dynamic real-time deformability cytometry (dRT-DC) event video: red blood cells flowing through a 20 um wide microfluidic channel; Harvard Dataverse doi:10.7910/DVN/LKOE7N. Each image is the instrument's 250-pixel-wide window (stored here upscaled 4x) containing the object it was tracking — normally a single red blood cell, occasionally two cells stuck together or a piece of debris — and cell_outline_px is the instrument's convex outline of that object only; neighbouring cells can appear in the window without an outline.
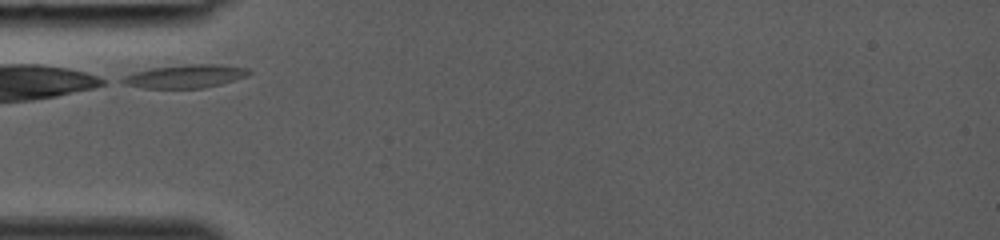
{"species": "common noctule bat (a hibernating species)", "species_latin": "Nyctalus noctula", "temperature_condition": "room temperature", "stored_images_in_passage": 23, "camera_frame_rate_fps": 3000, "um_per_image_px": 0.085, "animal": {"sex": "female", "body_mass_g": 19.0, "forearm_length_mm": 53.3}, "frame": {"image": 1, "passage_image": 1, "time_ms": 0.0, "image_size_px": [1000, 240], "cell_outline_px": [[252, 72], [248, 76], [220, 84], [204, 88], [144, 88], [120, 84], [116, 80], [132, 72], [152, 68], [188, 64], [220, 64], [248, 68]], "centroid_in_image_um": [15.69, 6.48], "position_along_channel_um": 69.3, "area_um2": 17.46}}
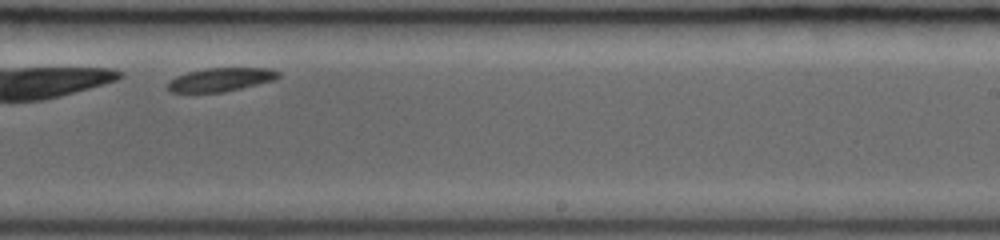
{"frame": {"image": 2, "passage_image": 14, "time_ms": 4.333, "image_size_px": [1000, 240], "cell_outline_px": [[280, 76], [272, 80], [224, 92], [168, 92], [168, 80], [176, 76], [188, 72], [208, 68], [272, 68], [280, 72]], "centroid_in_image_um": [18.73, 6.76], "position_along_channel_um": 270.3, "area_um2": 15.03}}
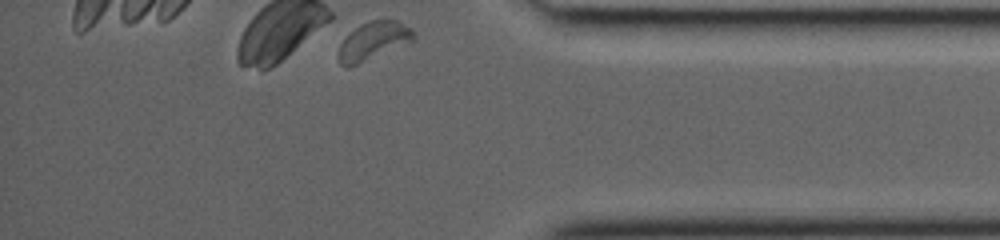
{"frame": {"image": 3, "passage_image": 23, "time_ms": 7.333, "image_size_px": [1000, 240], "cell_outline_px": [[416, 36], [412, 40], [348, 68], [340, 64], [340, 44], [360, 24], [372, 20], [396, 20], [412, 28]], "centroid_in_image_um": [31.75, 3.45], "position_along_channel_um": 403.5, "area_um2": 15.9}}